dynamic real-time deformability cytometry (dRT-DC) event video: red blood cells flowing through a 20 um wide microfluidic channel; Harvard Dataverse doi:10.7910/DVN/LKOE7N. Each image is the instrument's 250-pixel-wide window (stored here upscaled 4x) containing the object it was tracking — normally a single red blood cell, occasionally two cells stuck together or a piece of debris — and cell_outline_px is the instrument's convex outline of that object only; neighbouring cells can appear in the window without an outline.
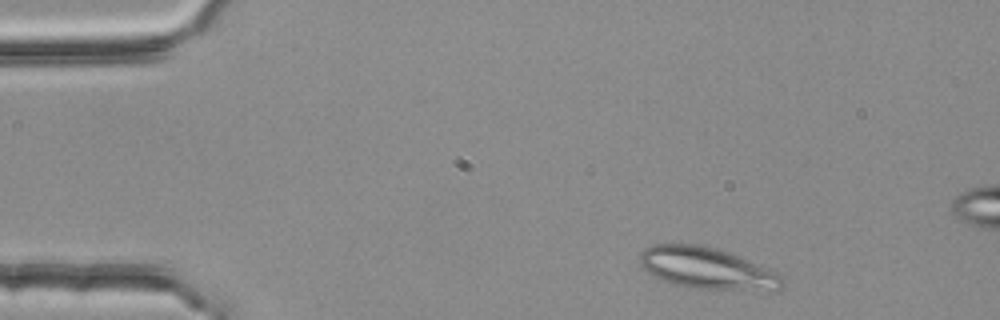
{"species": "common noctule bat (a hibernating species)", "species_latin": "Nyctalus noctula", "temperature_condition": "room temperature", "stored_images_in_passage": 2, "camera_frame_rate_fps": 3000, "um_per_image_px": 0.085, "animal": {"sex": "female", "body_mass_g": 25.1}, "frame": {"image": 1, "passage_image": 1, "time_ms": 0.0, "image_size_px": [1000, 320], "cell_outline_px": [[784, 284], [776, 292], [688, 288], [672, 284], [660, 280], [648, 272], [640, 264], [640, 252], [644, 248], [652, 244], [704, 244], [728, 252], [776, 272], [784, 280]], "centroid_in_image_um": [60.1, 22.83], "position_along_channel_um": 24.9, "area_um2": 35.03}}